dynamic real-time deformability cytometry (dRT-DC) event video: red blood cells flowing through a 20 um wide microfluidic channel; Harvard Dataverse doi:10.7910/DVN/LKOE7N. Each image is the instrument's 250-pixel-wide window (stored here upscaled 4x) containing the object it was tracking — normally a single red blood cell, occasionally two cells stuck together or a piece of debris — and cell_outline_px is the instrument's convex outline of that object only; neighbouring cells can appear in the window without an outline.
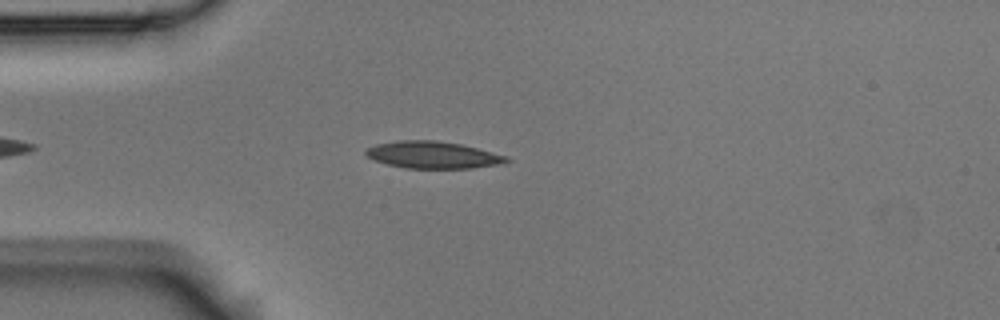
{"species": "Egyptian fruit bat (a non-hibernating species)", "species_latin": "Rousettus aegyptiacus", "temperature_condition": "room temperature", "stored_images_in_passage": 44, "camera_frame_rate_fps": 3000, "um_per_image_px": 0.085, "animal": {"sex": "male"}, "frame": {"image": 1, "passage_image": 7, "time_ms": 2.0, "image_size_px": [1000, 320], "cell_outline_px": [[512, 160], [496, 164], [472, 168], [404, 168], [388, 164], [376, 160], [368, 156], [364, 152], [364, 148], [376, 144], [400, 140], [436, 140], [460, 144], [508, 156]], "centroid_in_image_um": [36.76, 13.16], "position_along_channel_um": 48.2, "area_um2": 21.96}}
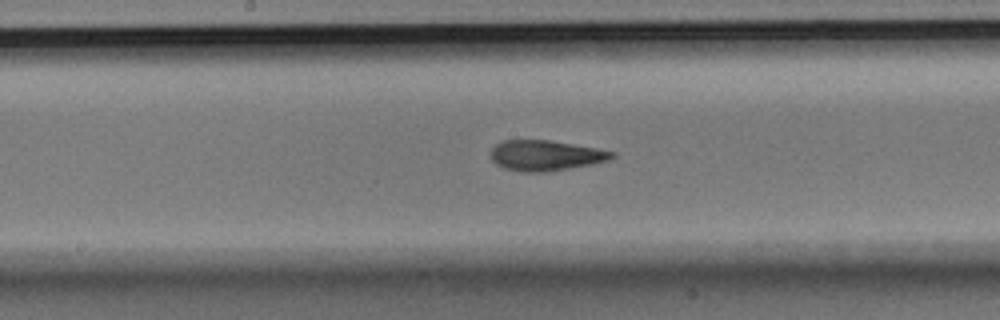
{"frame": {"image": 2, "passage_image": 21, "time_ms": 6.667, "image_size_px": [1000, 320], "cell_outline_px": [[616, 156], [608, 160], [592, 164], [544, 172], [524, 172], [504, 168], [496, 164], [492, 160], [492, 148], [496, 144], [504, 140], [548, 140], [596, 148], [616, 152]], "centroid_in_image_um": [46.38, 13.21], "position_along_channel_um": 201.8, "area_um2": 21.27}}
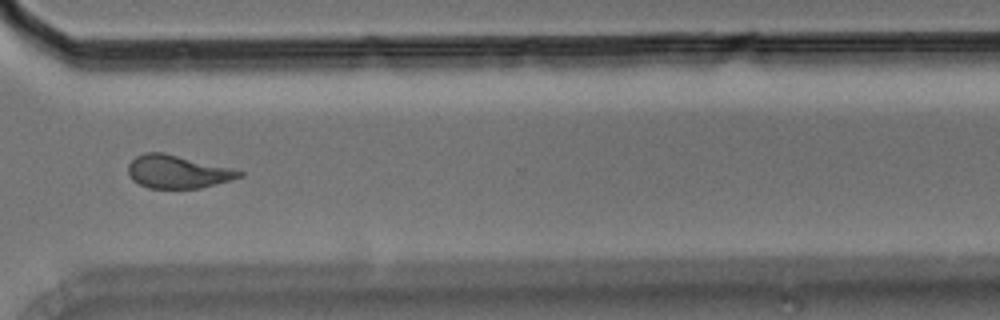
{"frame": {"image": 3, "passage_image": 34, "time_ms": 11.0, "image_size_px": [1000, 320], "cell_outline_px": [[244, 176], [232, 180], [200, 188], [148, 188], [132, 180], [128, 172], [128, 164], [136, 156], [144, 152], [164, 152], [244, 172]], "centroid_in_image_um": [15.06, 14.6], "position_along_channel_um": 355.5, "area_um2": 21.21}, "authors_computed_cell_mechanics": {"area_um2": 21.5305, "velocity_mm_per_s": 3.5518, "shape_relaxation_time_tau1_ms": 5.5201, "shape_relaxation_time_tau2_ms": 2.029, "deformation_change_tau1": 0.1799, "deformation_change_tau2": 0.0896}}